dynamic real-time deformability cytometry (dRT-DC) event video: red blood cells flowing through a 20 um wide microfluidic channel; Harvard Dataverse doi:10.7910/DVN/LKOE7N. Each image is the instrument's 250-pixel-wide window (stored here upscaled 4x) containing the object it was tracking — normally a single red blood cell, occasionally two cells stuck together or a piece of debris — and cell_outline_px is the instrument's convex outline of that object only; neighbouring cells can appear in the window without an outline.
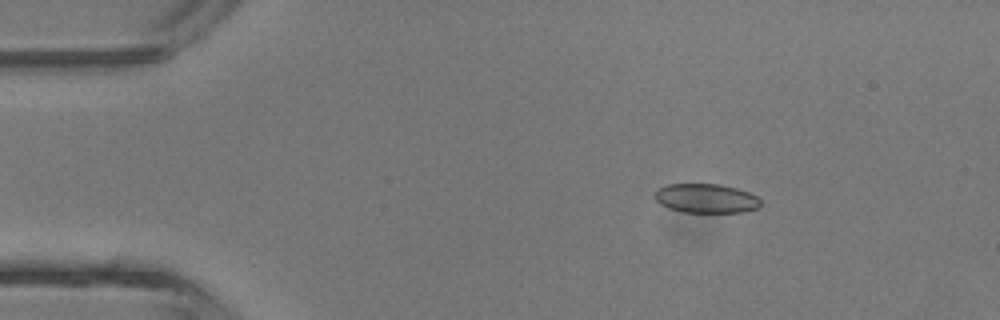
{"species": "common noctule bat (a hibernating species)", "species_latin": "Nyctalus noctula", "temperature_condition": "room temperature", "stored_images_in_passage": 3, "camera_frame_rate_fps": 3000, "um_per_image_px": 0.085, "animal": {"sex": "male", "body_mass_g": 13.3}, "frame": {"image": 1, "passage_image": 2, "time_ms": 1.333, "image_size_px": [1000, 320], "cell_outline_px": [[760, 204], [756, 208], [744, 212], [680, 212], [668, 208], [660, 204], [652, 196], [656, 188], [668, 184], [720, 184], [736, 188], [748, 192], [756, 196], [760, 200]], "centroid_in_image_um": [59.94, 16.86], "position_along_channel_um": 25.1, "area_um2": 18.15}}